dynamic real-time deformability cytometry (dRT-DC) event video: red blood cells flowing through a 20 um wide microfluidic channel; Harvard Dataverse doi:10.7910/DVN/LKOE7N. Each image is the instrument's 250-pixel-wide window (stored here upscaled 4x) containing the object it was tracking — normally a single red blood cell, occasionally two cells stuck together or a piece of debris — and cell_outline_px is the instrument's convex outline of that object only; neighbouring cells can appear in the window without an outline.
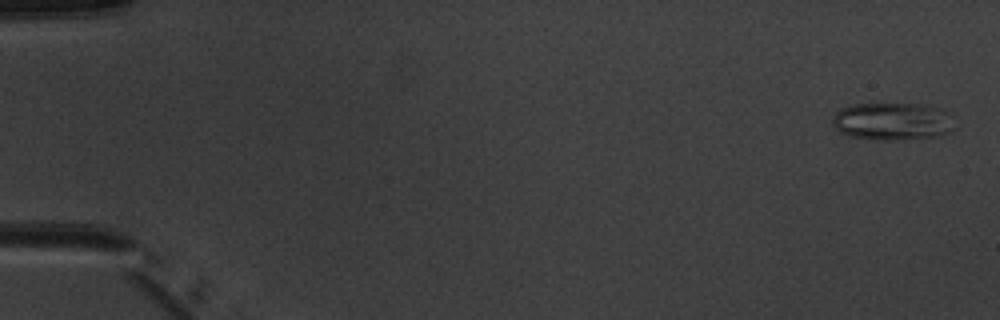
{"species": "common noctule bat (a hibernating species)", "species_latin": "Nyctalus noctula", "temperature_condition": "warm", "stored_images_in_passage": 5, "camera_frame_rate_fps": 3000, "um_per_image_px": 0.085, "animal": {"sex": "male", "body_mass_g": 20.1, "forearm_length_mm": 53.5}, "frame": {"image": 1, "passage_image": 1, "time_ms": 0.0, "image_size_px": [1000, 320], "cell_outline_px": [[952, 128], [948, 132], [936, 136], [892, 140], [880, 140], [852, 136], [840, 132], [832, 124], [832, 120], [836, 112], [840, 108], [856, 104], [924, 104], [940, 108], [944, 112]], "centroid_in_image_um": [75.77, 10.31], "position_along_channel_um": 9.2, "area_um2": 26.07}}
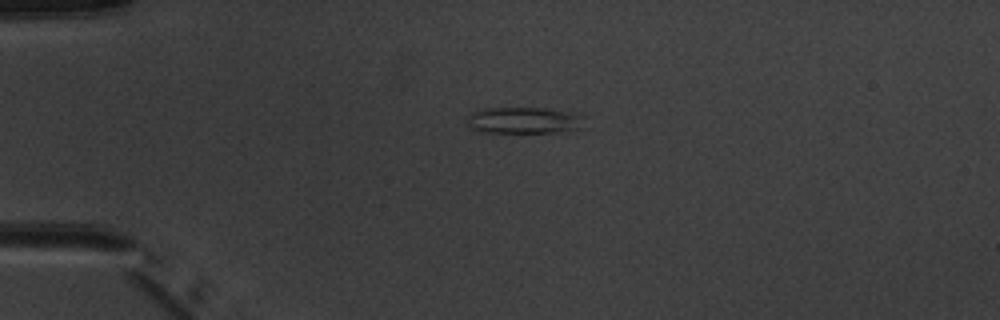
{"frame": {"image": 2, "passage_image": 4, "time_ms": 3.667, "image_size_px": [1000, 320], "cell_outline_px": [[584, 116], [580, 128], [556, 132], [476, 132], [468, 124], [468, 116], [472, 112], [484, 108], [544, 108], [576, 112]], "centroid_in_image_um": [44.53, 10.22], "position_along_channel_um": 40.5, "area_um2": 18.09}}